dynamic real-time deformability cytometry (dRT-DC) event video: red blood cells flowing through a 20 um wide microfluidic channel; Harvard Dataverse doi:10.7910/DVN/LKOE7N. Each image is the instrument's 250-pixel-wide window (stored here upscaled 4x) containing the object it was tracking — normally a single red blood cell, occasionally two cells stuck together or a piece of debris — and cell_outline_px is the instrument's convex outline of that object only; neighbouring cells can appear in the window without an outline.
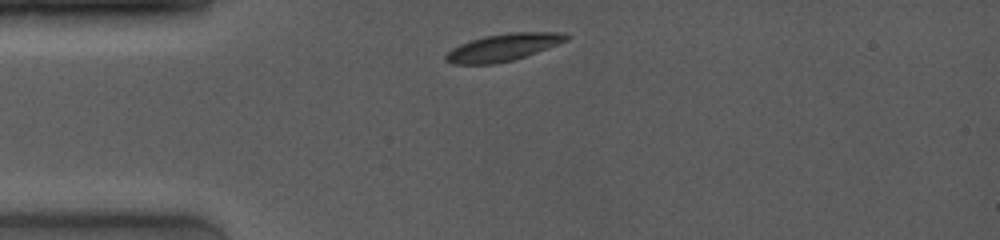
{"species": "common noctule bat (a hibernating species)", "species_latin": "Nyctalus noctula", "temperature_condition": "room temperature", "stored_images_in_passage": 29, "camera_frame_rate_fps": 4000, "um_per_image_px": 0.085, "animal": {"sex": "female", "body_mass_g": 19.0, "forearm_length_mm": 53.3}, "frame": {"image": 1, "passage_image": 1, "time_ms": 0.0, "image_size_px": [1000, 240], "cell_outline_px": [[572, 36], [568, 40], [548, 48], [512, 60], [492, 64], [452, 64], [444, 60], [444, 56], [452, 48], [460, 44], [484, 36], [508, 32], [564, 32]], "centroid_in_image_um": [42.79, 4.01], "position_along_channel_um": 42.2, "area_um2": 19.13}}
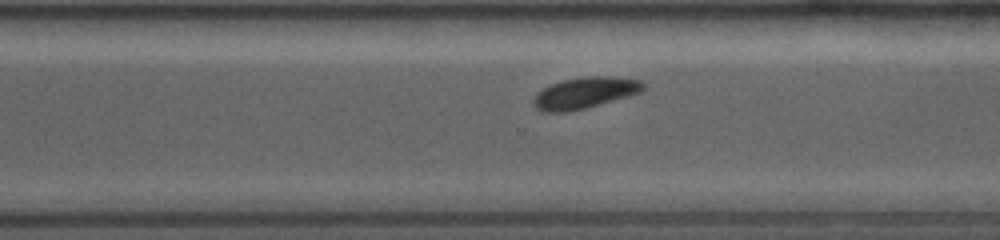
{"frame": {"image": 2, "passage_image": 18, "time_ms": 7.5, "image_size_px": [1000, 240], "cell_outline_px": [[644, 88], [640, 92], [628, 96], [584, 108], [568, 112], [540, 112], [532, 104], [532, 100], [544, 88], [560, 80], [584, 76], [612, 76], [640, 80], [644, 84]], "centroid_in_image_um": [49.68, 7.89], "position_along_channel_um": 320.9, "area_um2": 19.88}}
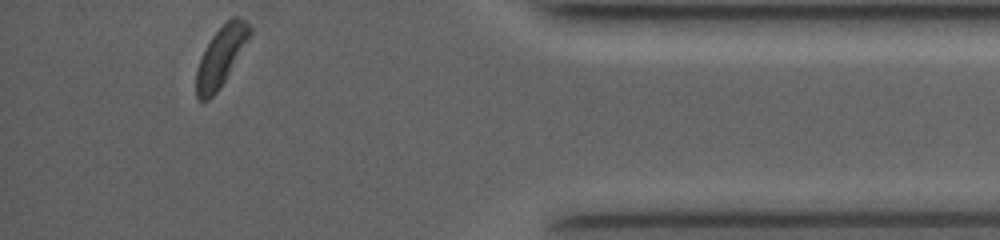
{"frame": {"image": 3, "passage_image": 29, "time_ms": 10.5, "image_size_px": [1000, 240], "cell_outline_px": [[252, 32], [224, 80], [216, 92], [208, 100], [200, 100], [196, 96], [196, 72], [200, 60], [212, 36], [232, 16], [236, 16], [244, 20], [252, 28]], "centroid_in_image_um": [18.77, 4.78], "position_along_channel_um": 416.4, "area_um2": 17.74}, "authors_computed_cell_mechanics": {"area_um2": 20.0566, "velocity_mm_per_s": 4.027, "shape_relaxation_time_tau1_ms": 2.562, "shape_relaxation_time_tau2_ms": null, "deformation_change_tau1": 0.0895, "deformation_change_tau2": null}}